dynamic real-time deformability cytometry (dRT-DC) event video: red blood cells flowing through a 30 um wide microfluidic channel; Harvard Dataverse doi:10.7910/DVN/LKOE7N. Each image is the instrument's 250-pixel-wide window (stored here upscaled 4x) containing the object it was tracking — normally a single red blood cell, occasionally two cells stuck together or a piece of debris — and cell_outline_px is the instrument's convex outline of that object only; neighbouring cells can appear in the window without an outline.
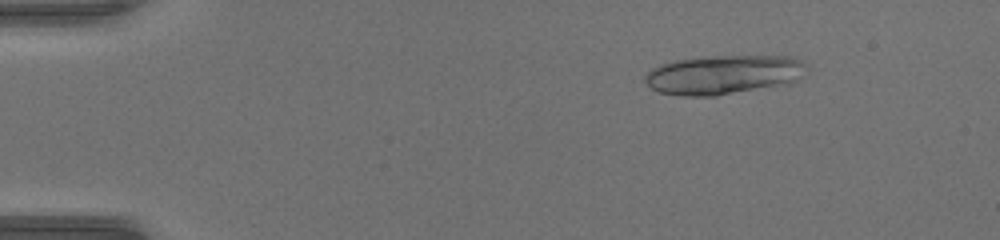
{"species": "common noctule bat (a hibernating species)", "species_latin": "Nyctalus noctula", "temperature_condition": "warm", "stored_images_in_passage": 23, "camera_frame_rate_fps": 3000, "um_per_image_px": 0.085, "animal": {"sex": "female", "body_mass_g": 17.0, "forearm_length_mm": 48.0}, "frame": {"image": 1, "passage_image": 7, "time_ms": 2.0, "image_size_px": [1000, 240], "cell_outline_px": [[808, 64], [796, 80], [788, 84], [716, 96], [680, 96], [660, 92], [652, 88], [644, 80], [644, 76], [652, 68], [660, 64], [672, 60], [716, 56], [792, 56], [804, 60]], "centroid_in_image_um": [61.5, 6.34], "position_along_channel_um": 23.5, "area_um2": 37.05}}